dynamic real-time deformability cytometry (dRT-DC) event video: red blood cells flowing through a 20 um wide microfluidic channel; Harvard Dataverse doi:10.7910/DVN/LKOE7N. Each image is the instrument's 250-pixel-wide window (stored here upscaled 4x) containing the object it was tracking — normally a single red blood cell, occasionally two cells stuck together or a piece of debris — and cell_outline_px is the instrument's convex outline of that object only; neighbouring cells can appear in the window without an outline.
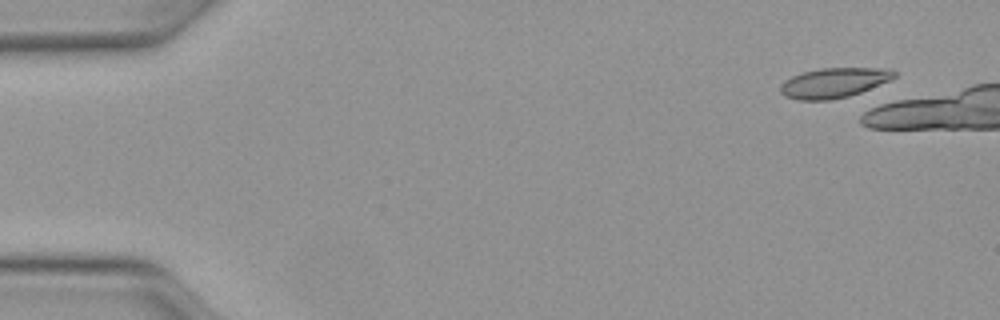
{"species": "Egyptian fruit bat (a non-hibernating species)", "species_latin": "Rousettus aegyptiacus", "temperature_condition": "warm", "stored_images_in_passage": 6, "camera_frame_rate_fps": 3000, "um_per_image_px": 0.085, "animal": {"sex": "female"}, "frame": {"image": 1, "passage_image": 1, "time_ms": 0.0, "image_size_px": [1000, 320], "cell_outline_px": [[896, 76], [892, 80], [860, 92], [848, 96], [832, 100], [800, 100], [784, 96], [780, 92], [780, 84], [784, 80], [792, 76], [804, 72], [820, 68], [892, 68], [896, 72]], "centroid_in_image_um": [70.9, 7.03], "position_along_channel_um": 14.1, "area_um2": 20.0}}